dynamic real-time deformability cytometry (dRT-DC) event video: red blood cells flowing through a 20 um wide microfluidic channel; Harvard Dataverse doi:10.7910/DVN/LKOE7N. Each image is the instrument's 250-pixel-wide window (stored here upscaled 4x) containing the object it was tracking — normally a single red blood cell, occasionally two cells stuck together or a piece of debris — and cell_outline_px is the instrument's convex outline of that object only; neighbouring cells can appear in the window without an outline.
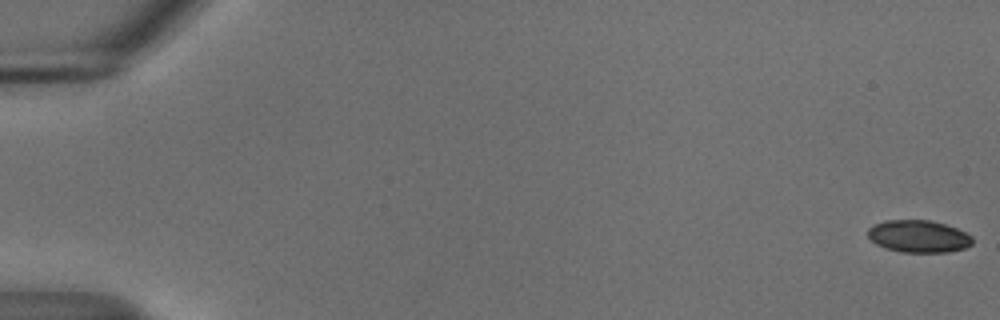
{"species": "common noctule bat (a hibernating species)", "species_latin": "Nyctalus noctula", "temperature_condition": "cold", "stored_images_in_passage": 56, "camera_frame_rate_fps": 3000, "um_per_image_px": 0.085, "animal": {"sex": "male", "body_mass_g": 18.8}, "frame": {"image": 1, "passage_image": 1, "time_ms": 0.0, "image_size_px": [1000, 320], "cell_outline_px": [[972, 244], [964, 248], [948, 252], [900, 252], [884, 248], [876, 244], [868, 236], [868, 228], [872, 224], [884, 220], [932, 220], [956, 228], [972, 236]], "centroid_in_image_um": [78.04, 20.08], "position_along_channel_um": 7.0, "area_um2": 19.77}}
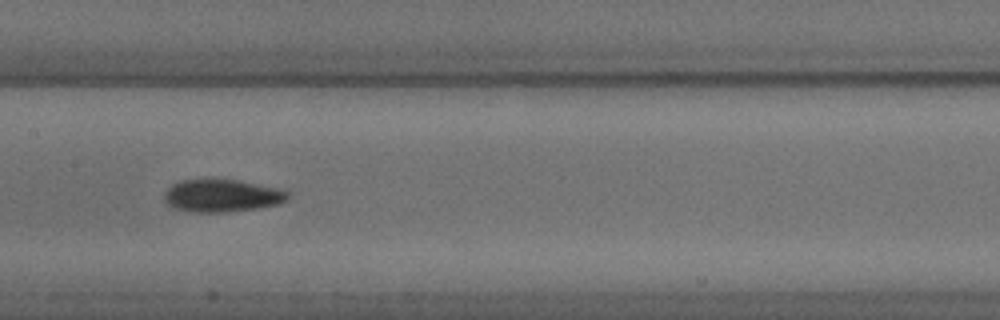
{"frame": {"image": 2, "passage_image": 29, "time_ms": 9.333, "image_size_px": [1000, 320], "cell_outline_px": [[288, 200], [280, 204], [256, 208], [224, 212], [188, 212], [164, 204], [164, 192], [172, 184], [180, 180], [212, 176], [240, 180], [284, 188], [288, 192]], "centroid_in_image_um": [18.85, 16.58], "position_along_channel_um": 188.5, "area_um2": 24.62}}
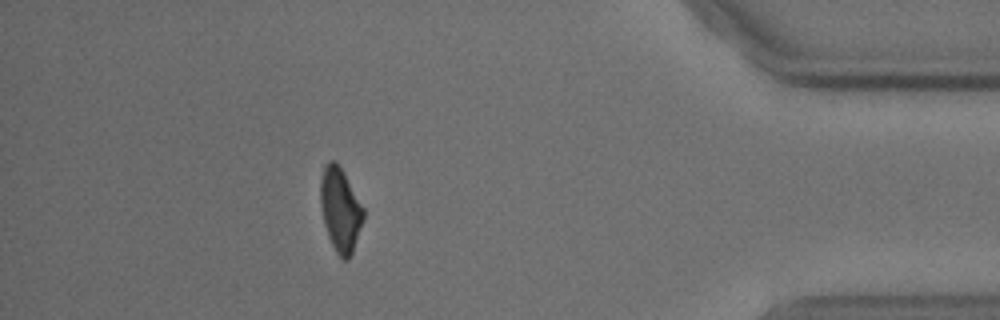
{"frame": {"image": 3, "passage_image": 50, "time_ms": 16.333, "image_size_px": [1000, 320], "cell_outline_px": [[364, 220], [352, 252], [348, 260], [344, 260], [336, 252], [328, 236], [324, 224], [320, 204], [320, 180], [324, 164], [328, 160], [336, 160], [364, 208]], "centroid_in_image_um": [28.91, 17.8], "position_along_channel_um": 406.3, "area_um2": 20.98}, "authors_computed_cell_mechanics": {"area_um2": 21.9929, "velocity_mm_per_s": 3.6942, "shape_relaxation_time_tau1_ms": 3.6839, "shape_relaxation_time_tau2_ms": null, "deformation_change_tau1": 0.1176, "deformation_change_tau2": null}}